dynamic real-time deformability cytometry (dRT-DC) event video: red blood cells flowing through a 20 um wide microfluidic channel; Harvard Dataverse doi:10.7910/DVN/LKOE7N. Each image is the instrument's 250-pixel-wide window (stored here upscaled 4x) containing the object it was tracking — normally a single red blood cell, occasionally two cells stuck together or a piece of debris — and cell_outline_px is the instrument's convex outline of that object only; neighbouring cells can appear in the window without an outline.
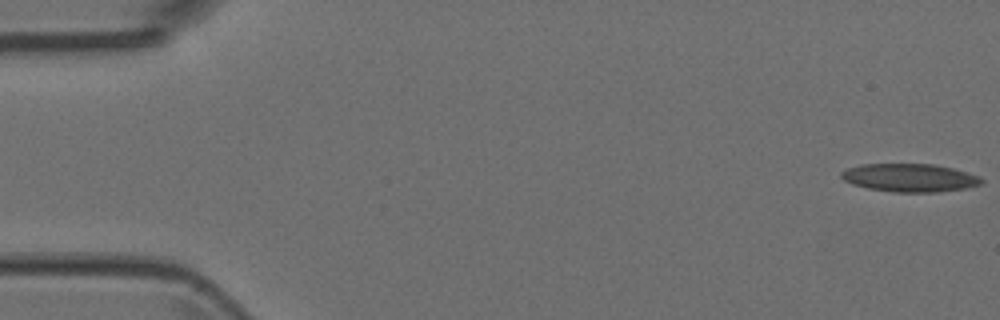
{"species": "Egyptian fruit bat (a non-hibernating species)", "species_latin": "Rousettus aegyptiacus", "temperature_condition": "room temperature", "stored_images_in_passage": 5, "camera_frame_rate_fps": 3000, "um_per_image_px": 0.085, "animal": {"sex": "female"}, "frame": {"image": 1, "passage_image": 1, "time_ms": 0.0, "image_size_px": [1000, 320], "cell_outline_px": [[984, 184], [964, 188], [936, 192], [892, 192], [868, 188], [852, 184], [844, 180], [840, 176], [840, 172], [848, 168], [860, 164], [932, 164], [952, 168], [980, 176], [984, 180]], "centroid_in_image_um": [77.33, 15.11], "position_along_channel_um": 7.7, "area_um2": 23.0}}
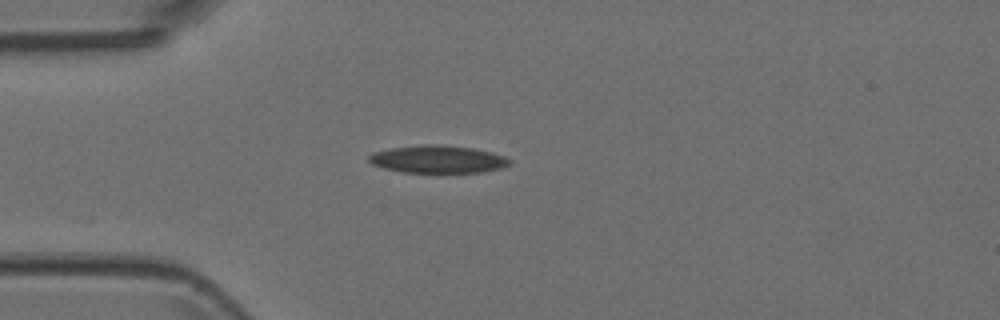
{"frame": {"image": 2, "passage_image": 4, "time_ms": 1.0, "image_size_px": [1000, 320], "cell_outline_px": [[512, 164], [500, 168], [484, 172], [404, 172], [384, 168], [372, 164], [368, 160], [368, 156], [372, 152], [392, 148], [424, 144], [440, 144], [472, 148], [492, 152], [504, 156], [512, 160]], "centroid_in_image_um": [37.23, 13.53], "position_along_channel_um": 47.8, "area_um2": 22.66}}